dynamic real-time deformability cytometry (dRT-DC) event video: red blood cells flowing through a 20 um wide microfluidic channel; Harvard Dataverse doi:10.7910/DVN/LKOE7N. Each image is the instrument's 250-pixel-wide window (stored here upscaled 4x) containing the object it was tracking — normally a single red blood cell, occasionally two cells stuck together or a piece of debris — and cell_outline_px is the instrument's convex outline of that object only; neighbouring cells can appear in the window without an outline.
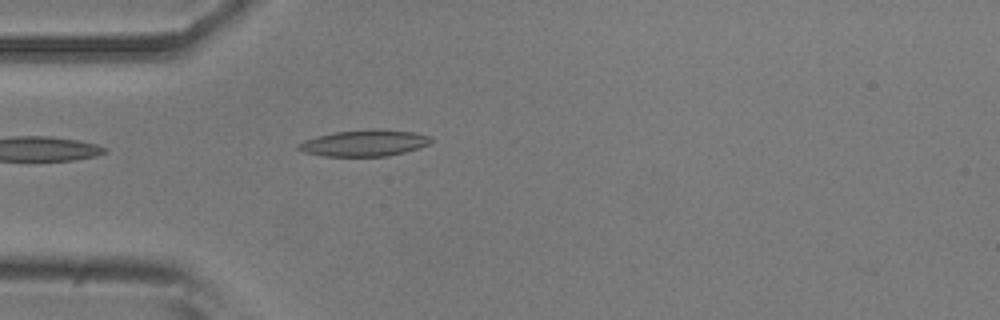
{"species": "common noctule bat (a hibernating species)", "species_latin": "Nyctalus noctula", "temperature_condition": "room temperature", "stored_images_in_passage": 38, "camera_frame_rate_fps": 3000, "um_per_image_px": 0.085, "animal": {"sex": "male", "body_mass_g": 20.5, "forearm_length_mm": 52.5}, "frame": {"image": 1, "passage_image": 1, "time_ms": 0.0, "image_size_px": [1000, 320], "cell_outline_px": [[432, 140], [428, 144], [420, 148], [388, 156], [324, 156], [304, 152], [296, 148], [304, 140], [316, 136], [336, 132], [372, 128], [412, 132], [432, 136]], "centroid_in_image_um": [30.99, 12.15], "position_along_channel_um": 54.0, "area_um2": 20.35}}
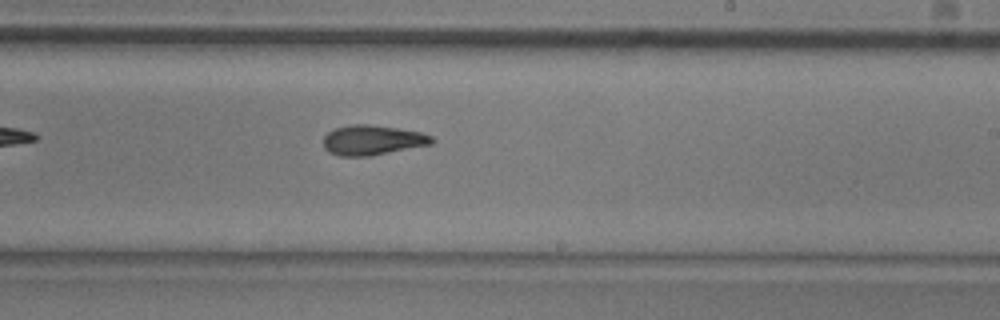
{"frame": {"image": 2, "passage_image": 17, "time_ms": 5.333, "image_size_px": [1000, 320], "cell_outline_px": [[436, 140], [432, 144], [372, 156], [340, 156], [328, 152], [324, 148], [324, 136], [328, 132], [336, 128], [348, 124], [368, 124], [400, 128], [420, 132], [432, 136]], "centroid_in_image_um": [31.67, 11.91], "position_along_channel_um": 257.3, "area_um2": 19.13}}
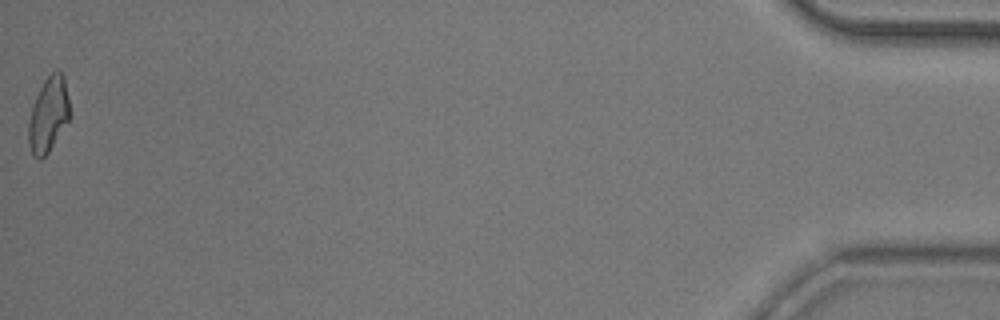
{"frame": {"image": 3, "passage_image": 38, "time_ms": 12.333, "image_size_px": [1000, 320], "cell_outline_px": [[72, 116], [48, 152], [40, 160], [32, 156], [28, 144], [28, 124], [32, 104], [44, 80], [56, 68], [64, 76]], "centroid_in_image_um": [4.12, 9.75], "position_along_channel_um": 431.1, "area_um2": 18.32}, "authors_computed_cell_mechanics": {"area_um2": 18.5249, "velocity_mm_per_s": 3.8999, "shape_relaxation_time_tau1_ms": 9.1543, "shape_relaxation_time_tau2_ms": 5.8325, "deformation_change_tau1": 0.2318, "deformation_change_tau2": 0.1446}}